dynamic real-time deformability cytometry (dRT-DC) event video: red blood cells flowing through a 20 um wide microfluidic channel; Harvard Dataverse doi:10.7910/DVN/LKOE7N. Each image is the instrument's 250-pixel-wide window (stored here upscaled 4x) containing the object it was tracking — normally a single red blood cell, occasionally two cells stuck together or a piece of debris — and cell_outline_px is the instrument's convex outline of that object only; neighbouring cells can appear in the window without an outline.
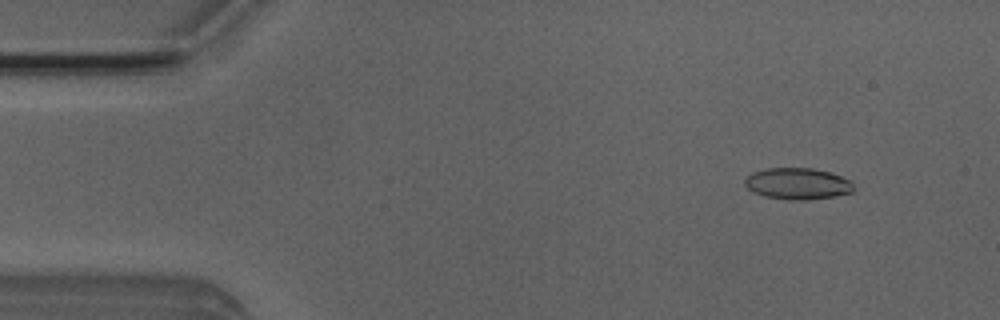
{"species": "Egyptian fruit bat (a non-hibernating species)", "species_latin": "Rousettus aegyptiacus", "temperature_condition": "room temperature", "stored_images_in_passage": 50, "camera_frame_rate_fps": 3000, "um_per_image_px": 0.085, "animal": {"sex": "male"}, "frame": {"image": 1, "passage_image": 5, "time_ms": 1.333, "image_size_px": [1000, 320], "cell_outline_px": [[852, 192], [832, 196], [804, 200], [800, 200], [764, 196], [752, 192], [744, 184], [744, 180], [752, 172], [768, 168], [812, 168], [828, 172], [852, 180]], "centroid_in_image_um": [67.76, 15.6], "position_along_channel_um": 17.2, "area_um2": 19.65}}
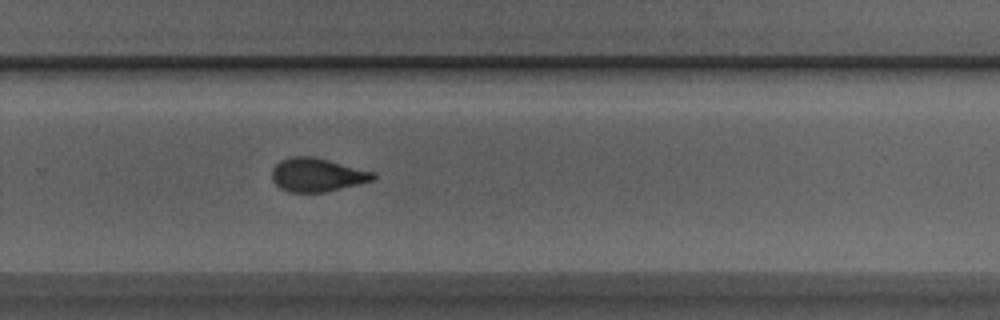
{"frame": {"image": 2, "passage_image": 33, "time_ms": 10.667, "image_size_px": [1000, 320], "cell_outline_px": [[376, 176], [372, 180], [324, 192], [288, 192], [280, 188], [272, 180], [272, 168], [280, 160], [292, 156], [312, 156], [376, 172]], "centroid_in_image_um": [26.92, 14.85], "position_along_channel_um": 302.9, "area_um2": 19.65}}
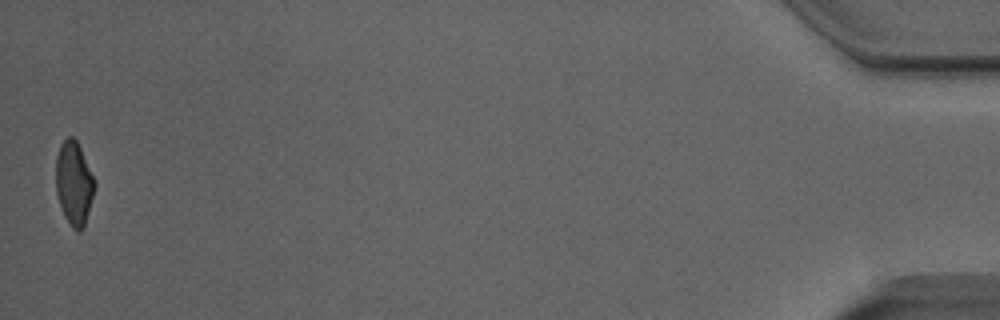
{"frame": {"image": 3, "passage_image": 50, "time_ms": 16.333, "image_size_px": [1000, 320], "cell_outline_px": [[96, 184], [84, 228], [80, 232], [76, 232], [72, 228], [64, 216], [56, 192], [56, 156], [60, 144], [68, 136], [72, 136], [76, 140], [96, 180]], "centroid_in_image_um": [6.29, 15.59], "position_along_channel_um": 428.9, "area_um2": 19.02}, "authors_computed_cell_mechanics": {"area_um2": 19.9121, "velocity_mm_per_s": 4.0269, "shape_relaxation_time_tau1_ms": 3.5632, "shape_relaxation_time_tau2_ms": 1.8944, "deformation_change_tau1": 0.1307, "deformation_change_tau2": 0.0748}}